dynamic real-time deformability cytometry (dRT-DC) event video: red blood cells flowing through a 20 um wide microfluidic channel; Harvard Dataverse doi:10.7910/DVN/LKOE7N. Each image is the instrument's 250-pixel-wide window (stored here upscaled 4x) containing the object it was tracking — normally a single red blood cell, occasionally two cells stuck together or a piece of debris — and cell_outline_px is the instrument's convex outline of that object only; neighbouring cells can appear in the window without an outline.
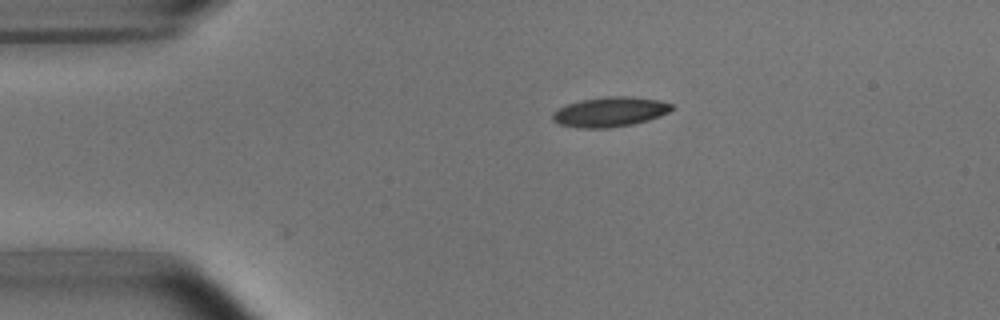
{"species": "common noctule bat (a hibernating species)", "species_latin": "Nyctalus noctula", "temperature_condition": "room temperature", "stored_images_in_passage": 2, "camera_frame_rate_fps": 3000, "um_per_image_px": 0.085, "animal": {"sex": "male", "body_mass_g": 15.6}, "frame": {"image": 1, "passage_image": 1, "time_ms": 0.0, "image_size_px": [1000, 320], "cell_outline_px": [[676, 108], [660, 116], [648, 120], [632, 124], [608, 128], [580, 128], [560, 124], [552, 120], [552, 112], [568, 104], [584, 100], [608, 96], [628, 96], [660, 100], [672, 104]], "centroid_in_image_um": [51.88, 9.51], "position_along_channel_um": 33.1, "area_um2": 20.58}}